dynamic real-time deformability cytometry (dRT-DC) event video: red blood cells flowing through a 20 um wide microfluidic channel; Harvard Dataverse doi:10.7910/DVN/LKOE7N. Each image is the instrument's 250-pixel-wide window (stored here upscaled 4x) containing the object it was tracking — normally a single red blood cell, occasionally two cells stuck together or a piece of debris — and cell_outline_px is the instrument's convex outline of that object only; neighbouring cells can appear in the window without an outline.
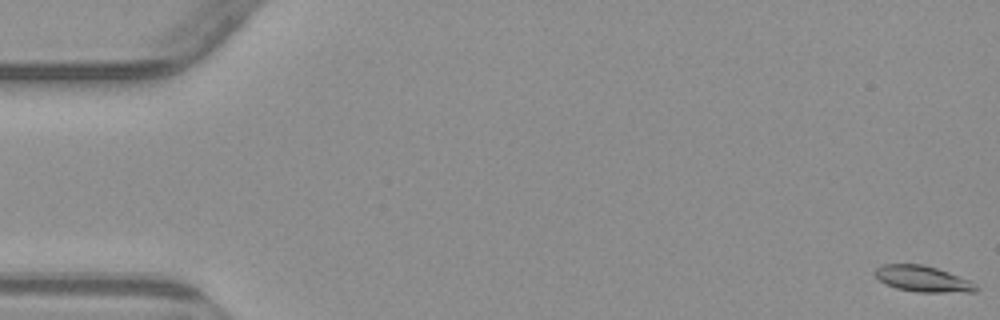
{"species": "common noctule bat (a hibernating species)", "species_latin": "Nyctalus noctula", "temperature_condition": "warm", "stored_images_in_passage": 6, "camera_frame_rate_fps": 3000, "um_per_image_px": 0.085, "animal": {"sex": "male", "body_mass_g": 23.1, "forearm_length_mm": 52.7}, "frame": {"image": 1, "passage_image": 1, "time_ms": 0.0, "image_size_px": [1000, 320], "cell_outline_px": [[980, 288], [976, 292], [916, 292], [896, 288], [884, 284], [876, 276], [876, 268], [884, 264], [924, 264], [972, 280]], "centroid_in_image_um": [78.5, 23.71], "position_along_channel_um": 6.5, "area_um2": 15.43}}
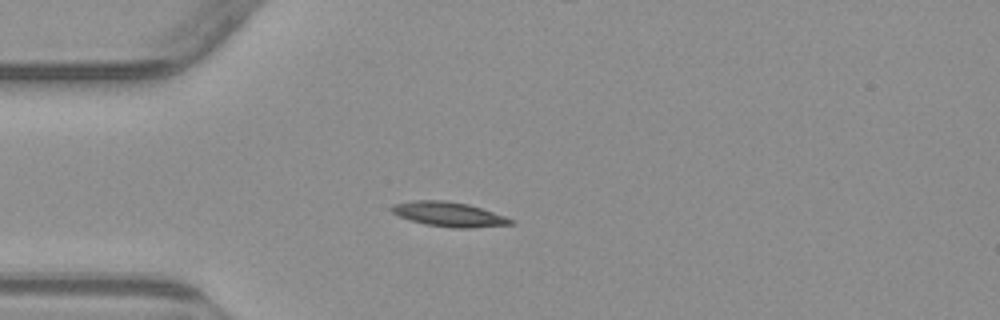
{"frame": {"image": 2, "passage_image": 5, "time_ms": 4.667, "image_size_px": [1000, 320], "cell_outline_px": [[516, 224], [472, 228], [452, 228], [424, 224], [400, 216], [392, 212], [388, 208], [392, 204], [416, 200], [444, 200], [468, 204], [516, 220]], "centroid_in_image_um": [38.17, 18.22], "position_along_channel_um": 46.8, "area_um2": 17.11}}